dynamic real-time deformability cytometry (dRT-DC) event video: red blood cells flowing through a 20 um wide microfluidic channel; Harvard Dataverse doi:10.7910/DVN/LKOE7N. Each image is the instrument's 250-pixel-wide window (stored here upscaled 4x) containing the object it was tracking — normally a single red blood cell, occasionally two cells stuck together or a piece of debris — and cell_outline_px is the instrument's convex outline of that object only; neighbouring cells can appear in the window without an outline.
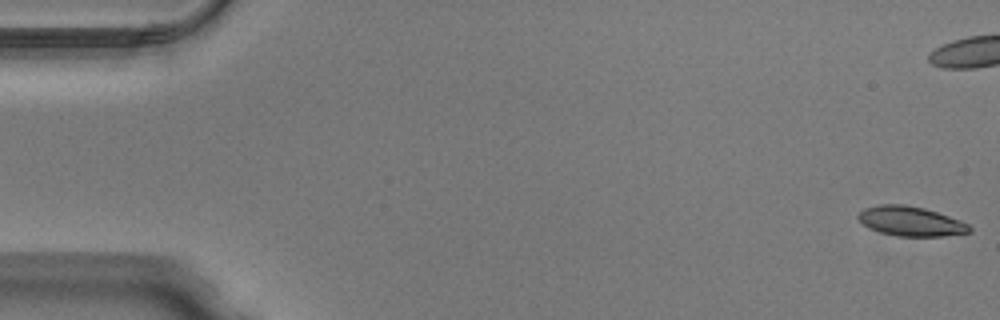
{"species": "Egyptian fruit bat (a non-hibernating species)", "species_latin": "Rousettus aegyptiacus", "temperature_condition": "warm", "stored_images_in_passage": 11, "camera_frame_rate_fps": 3000, "um_per_image_px": 0.085, "animal": {"sex": "male"}, "frame": {"image": 1, "passage_image": 1, "time_ms": 0.0, "image_size_px": [1000, 320], "cell_outline_px": [[972, 228], [968, 232], [940, 236], [896, 236], [880, 232], [868, 228], [856, 216], [864, 208], [880, 204], [904, 204], [924, 208], [960, 220], [968, 224]], "centroid_in_image_um": [77.37, 18.8], "position_along_channel_um": 7.6, "area_um2": 19.02}}